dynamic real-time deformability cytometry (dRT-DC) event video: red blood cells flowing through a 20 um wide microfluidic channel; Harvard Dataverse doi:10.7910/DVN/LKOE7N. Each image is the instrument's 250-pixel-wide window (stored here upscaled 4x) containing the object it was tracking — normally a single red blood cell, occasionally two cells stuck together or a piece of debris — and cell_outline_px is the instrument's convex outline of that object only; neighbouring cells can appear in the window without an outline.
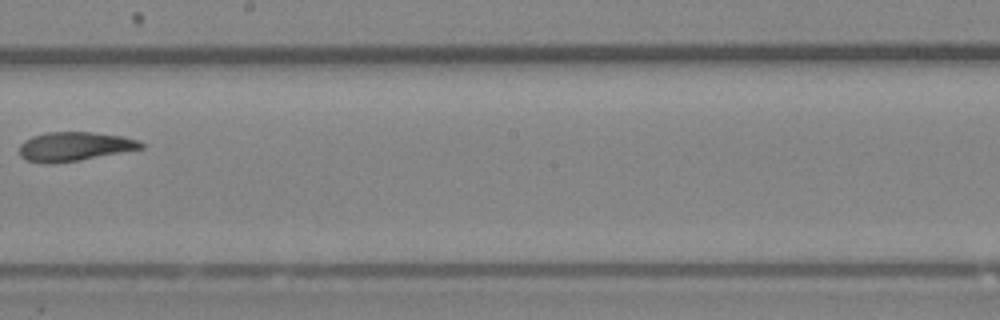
{"species": "Egyptian fruit bat (a non-hibernating species)", "species_latin": "Rousettus aegyptiacus", "temperature_condition": "room temperature", "stored_images_in_passage": 9, "camera_frame_rate_fps": 3000, "um_per_image_px": 0.085, "animal": {"sex": "female"}, "frame": {"image": 1, "passage_image": 9, "time_ms": 2.667, "image_size_px": [1000, 320], "cell_outline_px": [[144, 148], [80, 160], [48, 164], [44, 164], [24, 160], [20, 156], [20, 144], [24, 140], [32, 136], [48, 132], [92, 132], [120, 136], [136, 140], [144, 144]], "centroid_in_image_um": [6.27, 12.46], "position_along_channel_um": 241.9, "area_um2": 20.58}}